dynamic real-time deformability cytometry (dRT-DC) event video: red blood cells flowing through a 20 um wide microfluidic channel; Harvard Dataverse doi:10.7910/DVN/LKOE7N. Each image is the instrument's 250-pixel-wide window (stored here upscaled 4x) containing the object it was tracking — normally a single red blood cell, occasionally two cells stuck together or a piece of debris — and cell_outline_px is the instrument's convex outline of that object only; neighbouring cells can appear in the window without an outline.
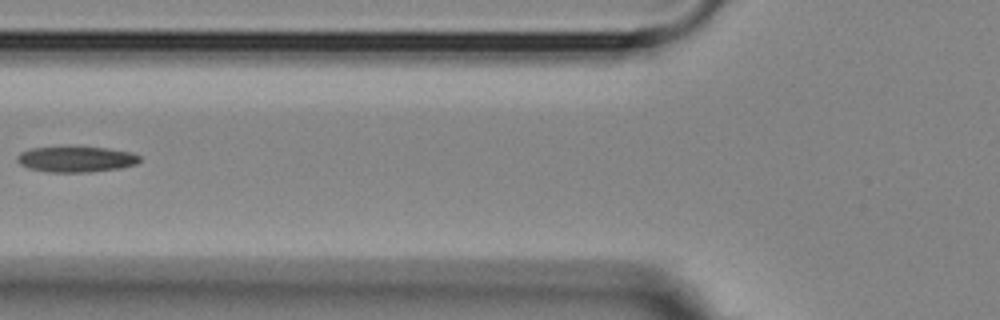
{"species": "Egyptian fruit bat (a non-hibernating species)", "species_latin": "Rousettus aegyptiacus", "temperature_condition": "room temperature", "stored_images_in_passage": 4, "camera_frame_rate_fps": 3000, "um_per_image_px": 0.085, "animal": {"sex": "female"}, "frame": {"image": 1, "passage_image": 4, "time_ms": 3.333, "image_size_px": [1000, 320], "cell_outline_px": [[140, 160], [136, 164], [120, 168], [88, 172], [48, 172], [28, 168], [20, 164], [16, 160], [16, 156], [20, 152], [32, 148], [108, 148], [132, 152], [140, 156]], "centroid_in_image_um": [6.47, 13.55], "position_along_channel_um": 119.3, "area_um2": 18.09}}